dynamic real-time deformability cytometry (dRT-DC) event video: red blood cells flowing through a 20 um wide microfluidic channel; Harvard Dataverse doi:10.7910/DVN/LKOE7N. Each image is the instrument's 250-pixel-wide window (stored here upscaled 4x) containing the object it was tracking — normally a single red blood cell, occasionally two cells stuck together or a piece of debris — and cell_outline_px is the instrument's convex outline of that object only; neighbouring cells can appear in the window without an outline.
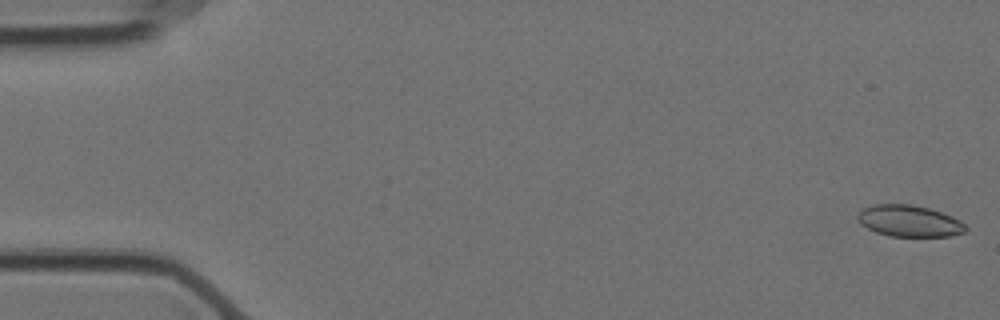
{"species": "Egyptian fruit bat (a non-hibernating species)", "species_latin": "Rousettus aegyptiacus", "temperature_condition": "cold", "stored_images_in_passage": 17, "camera_frame_rate_fps": 3000, "um_per_image_px": 0.085, "animal": {"sex": "female"}, "frame": {"image": 1, "passage_image": 1, "time_ms": 0.0, "image_size_px": [1000, 320], "cell_outline_px": [[968, 228], [964, 232], [948, 236], [888, 236], [876, 232], [860, 224], [856, 216], [864, 208], [872, 204], [912, 204], [928, 208], [952, 216], [960, 220]], "centroid_in_image_um": [77.27, 18.78], "position_along_channel_um": 7.7, "area_um2": 19.77}}
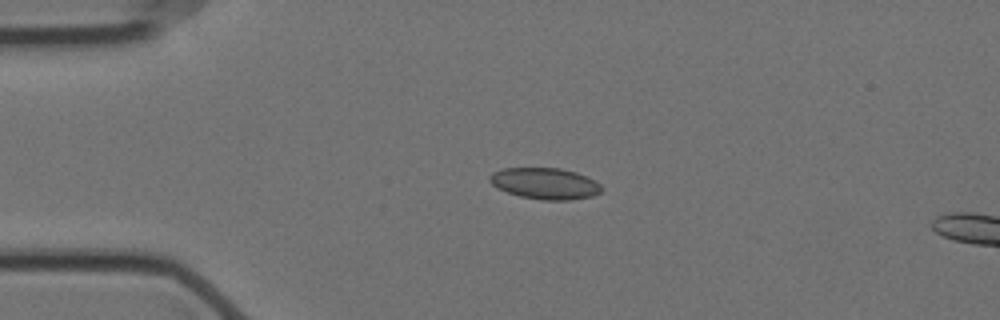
{"frame": {"image": 2, "passage_image": 13, "time_ms": 4.0, "image_size_px": [1000, 320], "cell_outline_px": [[604, 188], [600, 192], [592, 196], [572, 200], [544, 200], [520, 196], [496, 188], [488, 180], [488, 176], [492, 172], [504, 168], [560, 168], [576, 172], [596, 180]], "centroid_in_image_um": [46.33, 15.59], "position_along_channel_um": 38.7, "area_um2": 20.58}}